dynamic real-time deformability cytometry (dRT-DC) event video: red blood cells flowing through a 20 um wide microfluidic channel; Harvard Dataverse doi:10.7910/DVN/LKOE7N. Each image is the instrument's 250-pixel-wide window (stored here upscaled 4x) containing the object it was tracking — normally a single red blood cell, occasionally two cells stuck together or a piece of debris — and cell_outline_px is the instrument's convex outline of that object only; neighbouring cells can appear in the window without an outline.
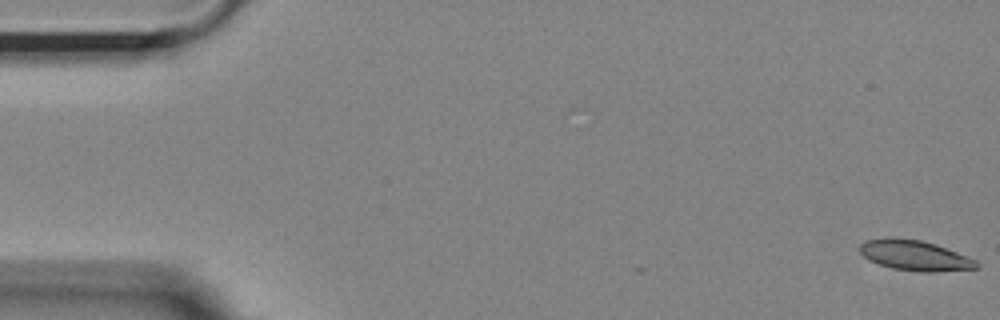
{"species": "Egyptian fruit bat (a non-hibernating species)", "species_latin": "Rousettus aegyptiacus", "temperature_condition": "room temperature", "stored_images_in_passage": 3, "camera_frame_rate_fps": 3000, "um_per_image_px": 0.085, "animal": {"sex": "female"}, "frame": {"image": 1, "passage_image": 1, "time_ms": 0.0, "image_size_px": [1000, 320], "cell_outline_px": [[980, 268], [936, 272], [920, 272], [892, 268], [868, 260], [860, 252], [860, 244], [864, 240], [888, 236], [896, 236], [920, 240], [936, 244], [976, 260], [980, 264]], "centroid_in_image_um": [77.74, 21.7], "position_along_channel_um": 7.3, "area_um2": 20.92}}